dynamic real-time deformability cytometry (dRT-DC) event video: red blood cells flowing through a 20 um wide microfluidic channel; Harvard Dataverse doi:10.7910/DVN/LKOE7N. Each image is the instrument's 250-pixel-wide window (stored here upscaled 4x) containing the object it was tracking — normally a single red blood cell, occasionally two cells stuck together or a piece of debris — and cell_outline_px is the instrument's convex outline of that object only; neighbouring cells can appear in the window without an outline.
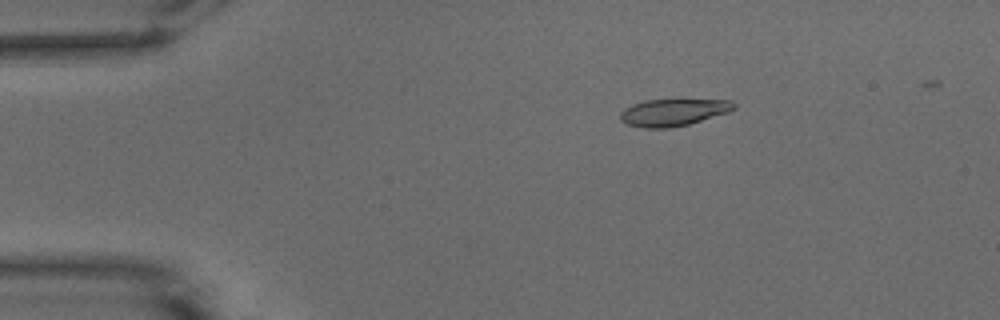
{"species": "common noctule bat (a hibernating species)", "species_latin": "Nyctalus noctula", "temperature_condition": "warm", "stored_images_in_passage": 40, "camera_frame_rate_fps": 3000, "um_per_image_px": 0.085, "animal": {"sex": "male", "body_mass_g": 15.6}, "frame": {"image": 1, "passage_image": 1, "time_ms": 0.0, "image_size_px": [1000, 320], "cell_outline_px": [[736, 108], [728, 112], [688, 124], [668, 128], [644, 128], [628, 124], [620, 120], [620, 112], [624, 108], [632, 104], [644, 100], [680, 96], [732, 100], [736, 104]], "centroid_in_image_um": [57.28, 9.47], "position_along_channel_um": 27.7, "area_um2": 19.07}}
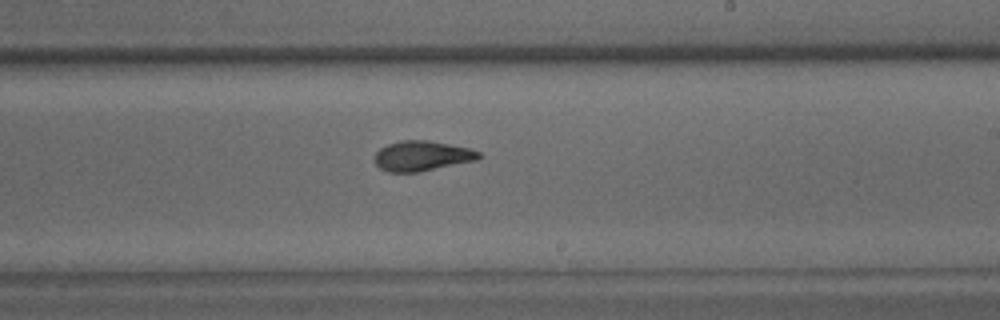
{"frame": {"image": 2, "passage_image": 23, "time_ms": 7.333, "image_size_px": [1000, 320], "cell_outline_px": [[484, 156], [476, 160], [416, 172], [388, 172], [380, 168], [376, 164], [376, 152], [380, 148], [388, 144], [400, 140], [428, 140], [468, 148], [480, 152]], "centroid_in_image_um": [35.87, 13.24], "position_along_channel_um": 253.1, "area_um2": 18.03}}
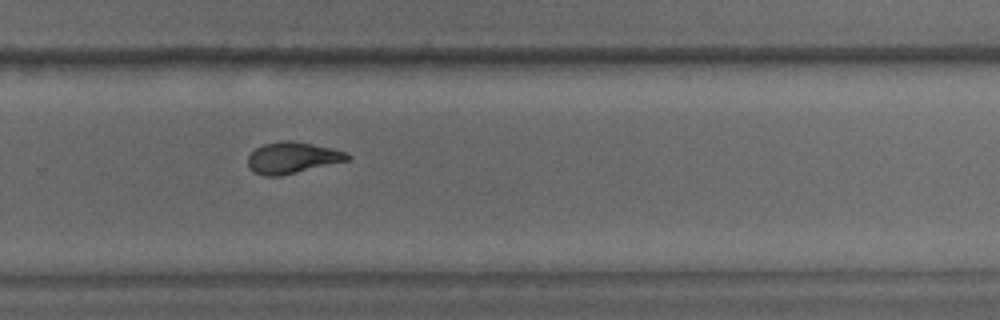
{"frame": {"image": 3, "passage_image": 27, "time_ms": 8.667, "image_size_px": [1000, 320], "cell_outline_px": [[352, 156], [348, 160], [280, 176], [264, 176], [252, 172], [248, 168], [248, 156], [256, 148], [264, 144], [284, 140], [292, 140], [332, 148], [344, 152]], "centroid_in_image_um": [24.81, 13.41], "position_along_channel_um": 305.0, "area_um2": 18.09}, "authors_computed_cell_mechanics": {"area_um2": 18.0625, "velocity_mm_per_s": 3.8907, "shape_relaxation_time_tau1_ms": 3.9822, "shape_relaxation_time_tau2_ms": 1.913, "deformation_change_tau1": 0.1703, "deformation_change_tau2": 0.0797}}